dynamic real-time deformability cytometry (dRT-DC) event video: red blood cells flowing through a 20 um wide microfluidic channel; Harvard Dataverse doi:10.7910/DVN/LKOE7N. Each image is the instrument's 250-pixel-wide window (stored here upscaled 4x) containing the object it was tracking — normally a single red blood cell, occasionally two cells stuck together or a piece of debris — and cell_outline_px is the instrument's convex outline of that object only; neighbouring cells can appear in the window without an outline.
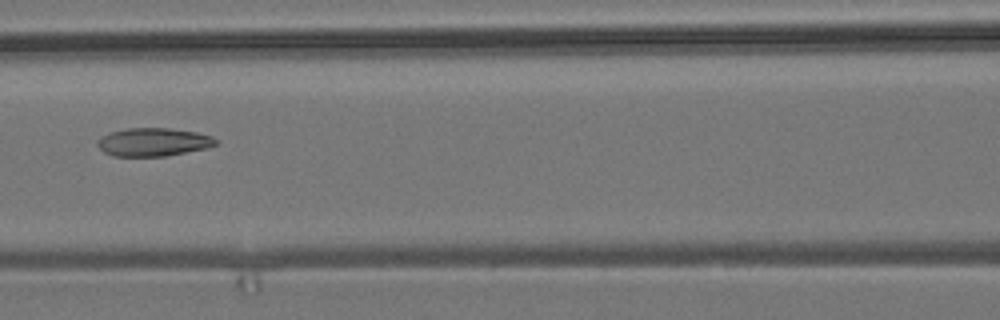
{"species": "common noctule bat (a hibernating species)", "species_latin": "Nyctalus noctula", "temperature_condition": "room temperature", "stored_images_in_passage": 6, "camera_frame_rate_fps": 3000, "um_per_image_px": 0.085, "animal": {"sex": "male", "body_mass_g": 19.2, "forearm_length_mm": 51.8}, "frame": {"image": 1, "passage_image": 6, "time_ms": 1.667, "image_size_px": [1000, 320], "cell_outline_px": [[216, 144], [208, 148], [164, 156], [112, 156], [104, 152], [96, 144], [96, 140], [112, 132], [128, 128], [168, 128], [196, 132], [212, 136], [216, 140]], "centroid_in_image_um": [13.03, 12.08], "position_along_channel_um": 153.6, "area_um2": 19.31}}